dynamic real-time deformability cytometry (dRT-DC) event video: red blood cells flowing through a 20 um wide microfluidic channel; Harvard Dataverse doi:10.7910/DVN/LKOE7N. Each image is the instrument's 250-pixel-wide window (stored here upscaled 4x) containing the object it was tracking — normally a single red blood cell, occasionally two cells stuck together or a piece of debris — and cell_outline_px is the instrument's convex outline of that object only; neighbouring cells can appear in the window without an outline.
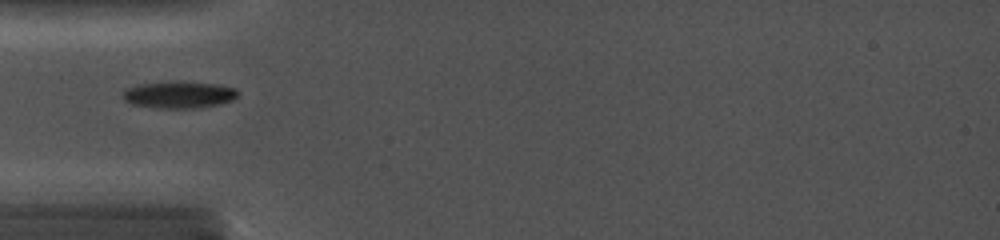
{"species": "common noctule bat (a hibernating species)", "species_latin": "Nyctalus noctula", "temperature_condition": "cold", "stored_images_in_passage": 24, "camera_frame_rate_fps": 5000, "um_per_image_px": 0.085, "animal": {"sex": "female", "body_mass_g": 19.0, "forearm_length_mm": 56.7}, "frame": {"image": 1, "passage_image": 4, "time_ms": 1.6, "image_size_px": [1000, 240], "cell_outline_px": [[236, 96], [228, 100], [216, 104], [184, 108], [168, 108], [136, 104], [128, 100], [124, 96], [124, 88], [136, 84], [172, 80], [180, 80], [216, 84], [236, 88]], "centroid_in_image_um": [15.17, 7.99], "position_along_channel_um": 69.8, "area_um2": 17.57}}
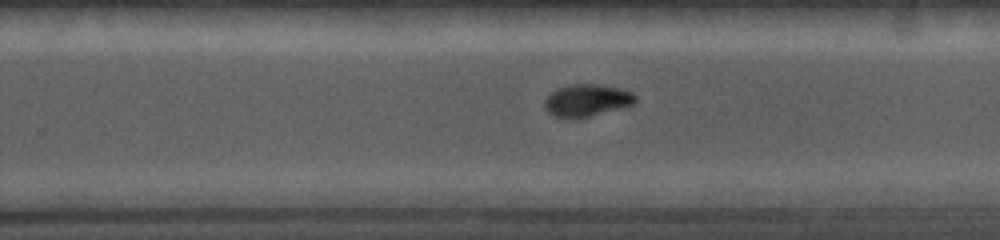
{"frame": {"image": 2, "passage_image": 14, "time_ms": 6.8, "image_size_px": [1000, 240], "cell_outline_px": [[636, 100], [632, 104], [588, 116], [572, 120], [564, 120], [552, 116], [544, 108], [544, 100], [552, 92], [560, 88], [572, 84], [600, 84], [624, 88], [632, 92], [636, 96]], "centroid_in_image_um": [49.84, 8.54], "position_along_channel_um": 280.0, "area_um2": 17.17}}
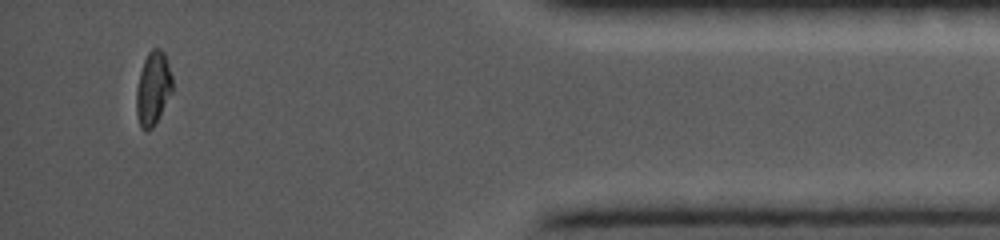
{"frame": {"image": 3, "passage_image": 22, "time_ms": 11.2, "image_size_px": [1000, 240], "cell_outline_px": [[172, 92], [152, 128], [144, 132], [140, 128], [136, 112], [136, 88], [140, 72], [144, 60], [148, 52], [152, 48], [160, 48], [164, 52], [172, 76]], "centroid_in_image_um": [12.99, 7.51], "position_along_channel_um": 422.2, "area_um2": 15.43}}